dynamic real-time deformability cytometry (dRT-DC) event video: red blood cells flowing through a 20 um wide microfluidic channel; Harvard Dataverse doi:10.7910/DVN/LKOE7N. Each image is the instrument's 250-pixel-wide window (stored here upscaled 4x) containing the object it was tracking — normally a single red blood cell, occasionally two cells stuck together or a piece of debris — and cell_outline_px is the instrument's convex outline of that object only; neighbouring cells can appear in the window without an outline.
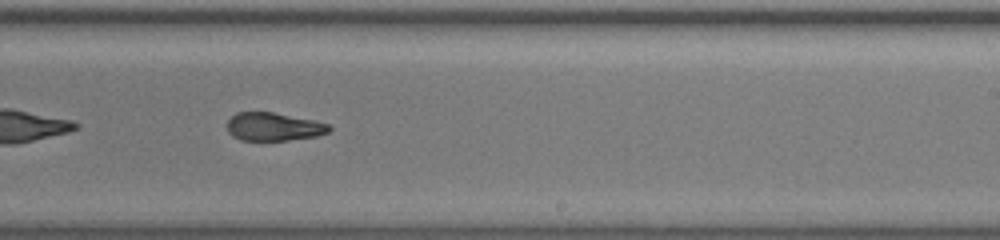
{"species": "common noctule bat (a hibernating species)", "species_latin": "Nyctalus noctula", "temperature_condition": "warm", "stored_images_in_passage": 40, "camera_frame_rate_fps": 3000, "um_per_image_px": 0.085, "animal": {"sex": "female", "body_mass_g": 19.5, "forearm_length_mm": 54.1}, "frame": {"image": 1, "passage_image": 18, "time_ms": 5.667, "image_size_px": [1000, 240], "cell_outline_px": [[332, 128], [328, 132], [316, 136], [288, 140], [240, 140], [232, 136], [228, 132], [228, 120], [236, 112], [272, 112], [312, 120], [328, 124]], "centroid_in_image_um": [23.23, 10.77], "position_along_channel_um": 265.8, "area_um2": 16.59}}
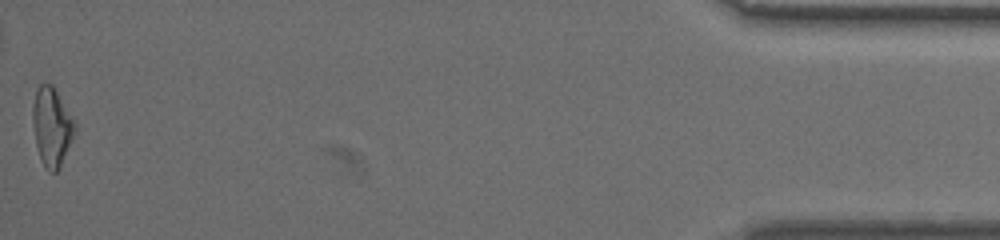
{"frame": {"image": 2, "passage_image": 40, "time_ms": 13.0, "image_size_px": [1000, 240], "cell_outline_px": [[76, 128], [60, 168], [56, 172], [48, 172], [44, 168], [40, 160], [36, 144], [32, 120], [32, 104], [36, 88], [40, 84], [52, 84], [76, 120]], "centroid_in_image_um": [4.4, 10.77], "position_along_channel_um": 430.8, "area_um2": 19.59}, "authors_computed_cell_mechanics": {"area_um2": 17.9469, "velocity_mm_per_s": 3.4261, "shape_relaxation_time_tau1_ms": 5.1577, "shape_relaxation_time_tau2_ms": 2.0888, "deformation_change_tau1": 0.192, "deformation_change_tau2": 0.0804}}